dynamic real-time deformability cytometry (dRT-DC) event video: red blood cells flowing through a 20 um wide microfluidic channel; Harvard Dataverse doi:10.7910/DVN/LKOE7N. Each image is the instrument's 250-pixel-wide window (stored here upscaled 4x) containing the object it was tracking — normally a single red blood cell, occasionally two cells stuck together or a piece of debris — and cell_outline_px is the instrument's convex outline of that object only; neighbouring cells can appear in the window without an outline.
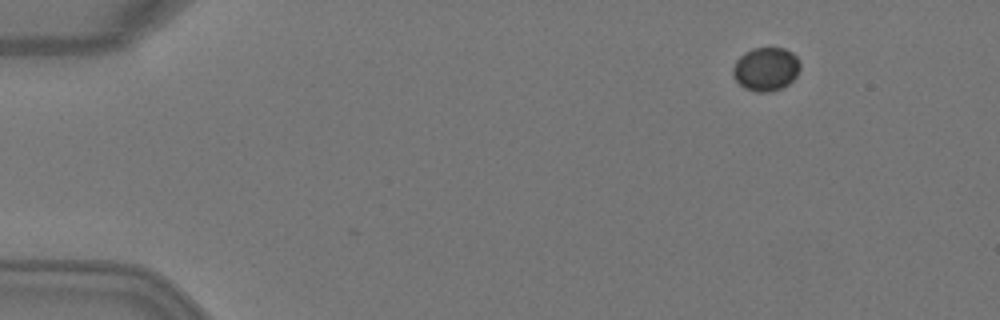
{"species": "Egyptian fruit bat (a non-hibernating species)", "species_latin": "Rousettus aegyptiacus", "temperature_condition": "warm", "stored_images_in_passage": 5, "camera_frame_rate_fps": 3000, "um_per_image_px": 0.085, "animal": {"sex": "female"}, "frame": {"image": 1, "passage_image": 1, "time_ms": 0.0, "image_size_px": [1000, 320], "cell_outline_px": [[800, 68], [796, 76], [788, 84], [780, 88], [768, 92], [756, 92], [744, 88], [732, 76], [732, 68], [736, 60], [744, 52], [752, 48], [784, 48], [792, 52], [796, 56], [800, 64]], "centroid_in_image_um": [65.08, 5.86], "position_along_channel_um": 19.9, "area_um2": 17.11}}
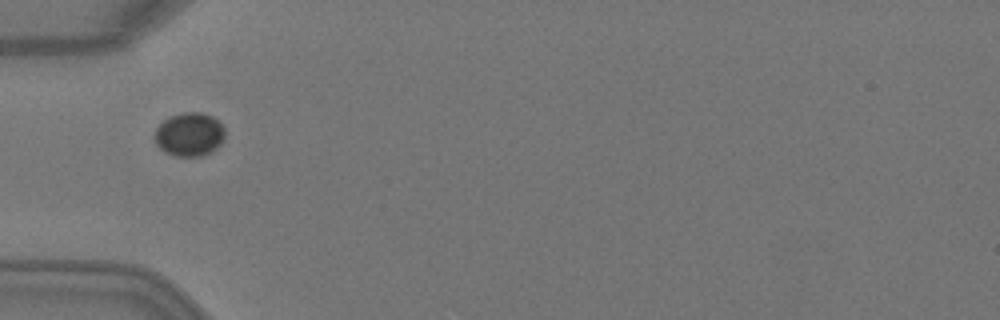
{"frame": {"image": 2, "passage_image": 4, "time_ms": 1.0, "image_size_px": [1000, 320], "cell_outline_px": [[224, 136], [220, 144], [216, 148], [200, 156], [176, 156], [164, 152], [156, 144], [156, 128], [168, 116], [184, 112], [200, 112], [212, 116], [224, 128]], "centroid_in_image_um": [16.08, 11.41], "position_along_channel_um": 68.9, "area_um2": 17.63}}